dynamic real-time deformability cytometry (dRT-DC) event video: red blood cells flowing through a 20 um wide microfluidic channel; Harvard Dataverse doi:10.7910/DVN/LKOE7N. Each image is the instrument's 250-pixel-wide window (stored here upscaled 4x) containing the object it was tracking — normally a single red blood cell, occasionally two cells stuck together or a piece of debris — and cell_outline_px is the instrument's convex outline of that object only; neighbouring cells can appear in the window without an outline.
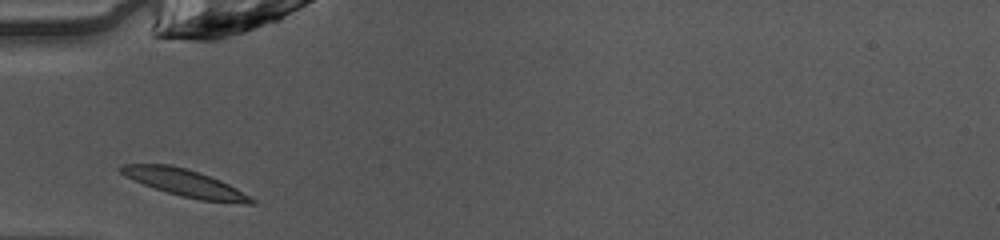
{"species": "common noctule bat (a hibernating species)", "species_latin": "Nyctalus noctula", "temperature_condition": "warm", "stored_images_in_passage": 25, "camera_frame_rate_fps": 3000, "um_per_image_px": 0.085, "animal": {"sex": "female", "body_mass_g": 10.0, "forearm_length_mm": 53.1}, "frame": {"image": 1, "passage_image": 1, "time_ms": 0.0, "image_size_px": [1000, 240], "cell_outline_px": [[256, 204], [248, 204], [200, 200], [180, 196], [144, 184], [124, 176], [116, 168], [124, 164], [168, 164], [188, 168], [200, 172], [220, 180], [252, 196], [256, 200]], "centroid_in_image_um": [15.75, 15.55], "position_along_channel_um": 69.3, "area_um2": 20.75}}
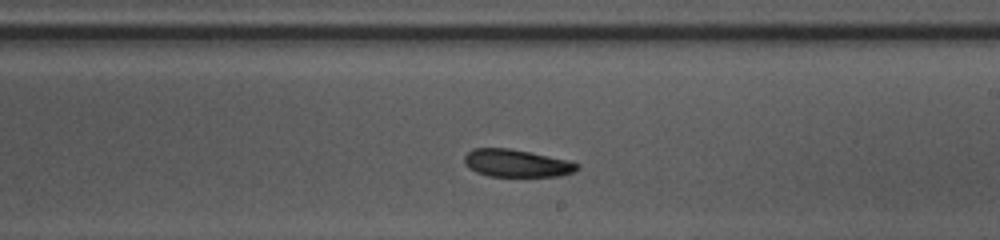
{"frame": {"image": 2, "passage_image": 14, "time_ms": 4.333, "image_size_px": [1000, 240], "cell_outline_px": [[580, 168], [576, 172], [560, 176], [488, 176], [476, 172], [468, 168], [464, 164], [464, 156], [472, 148], [508, 148], [548, 156], [580, 164]], "centroid_in_image_um": [43.88, 13.88], "position_along_channel_um": 245.1, "area_um2": 18.09}}
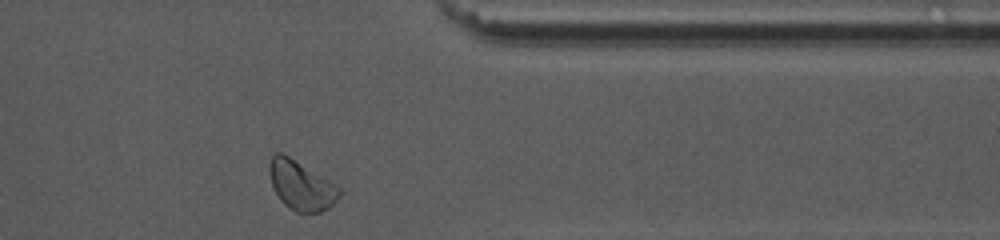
{"frame": {"image": 3, "passage_image": 25, "time_ms": 8.0, "image_size_px": [1000, 240], "cell_outline_px": [[340, 196], [328, 208], [320, 212], [296, 212], [284, 204], [280, 200], [272, 184], [268, 172], [268, 164], [272, 152], [280, 152], [288, 156], [336, 184], [340, 188]], "centroid_in_image_um": [25.56, 15.74], "position_along_channel_um": 385.8, "area_um2": 19.94}, "authors_computed_cell_mechanics": {"area_um2": 18.8428, "velocity_mm_per_s": 4.0512, "shape_relaxation_time_tau1_ms": 6.0167, "shape_relaxation_time_tau2_ms": 8.5083, "deformation_change_tau1": 0.1281, "deformation_change_tau2": 0.1625}}